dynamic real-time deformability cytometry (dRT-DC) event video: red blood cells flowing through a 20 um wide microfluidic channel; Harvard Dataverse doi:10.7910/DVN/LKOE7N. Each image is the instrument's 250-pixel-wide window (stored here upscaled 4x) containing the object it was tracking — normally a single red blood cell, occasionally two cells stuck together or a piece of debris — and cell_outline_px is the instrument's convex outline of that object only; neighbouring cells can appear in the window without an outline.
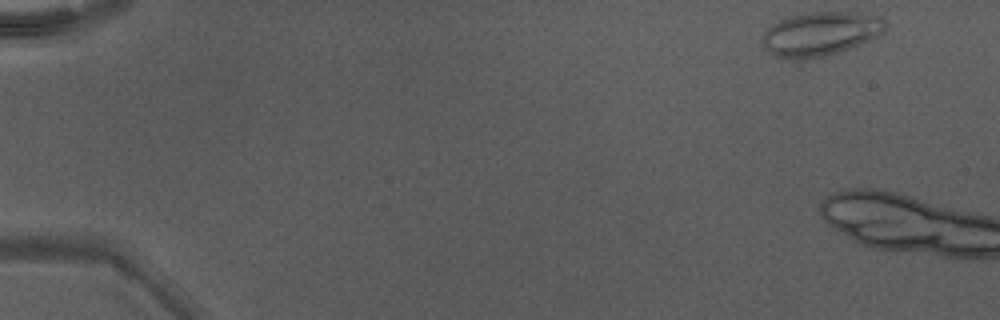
{"species": "Egyptian fruit bat (a non-hibernating species)", "species_latin": "Rousettus aegyptiacus", "temperature_condition": "warm", "stored_images_in_passage": 4, "camera_frame_rate_fps": 3000, "um_per_image_px": 0.085, "animal": {"sex": "male"}, "frame": {"image": 1, "passage_image": 1, "time_ms": 0.0, "image_size_px": [1000, 320], "cell_outline_px": [[888, 24], [884, 32], [860, 44], [824, 56], [780, 60], [768, 52], [764, 48], [760, 40], [760, 36], [772, 24], [780, 20], [792, 16], [812, 12], [848, 12], [880, 16]], "centroid_in_image_um": [69.69, 2.88], "position_along_channel_um": 15.3, "area_um2": 31.44}}